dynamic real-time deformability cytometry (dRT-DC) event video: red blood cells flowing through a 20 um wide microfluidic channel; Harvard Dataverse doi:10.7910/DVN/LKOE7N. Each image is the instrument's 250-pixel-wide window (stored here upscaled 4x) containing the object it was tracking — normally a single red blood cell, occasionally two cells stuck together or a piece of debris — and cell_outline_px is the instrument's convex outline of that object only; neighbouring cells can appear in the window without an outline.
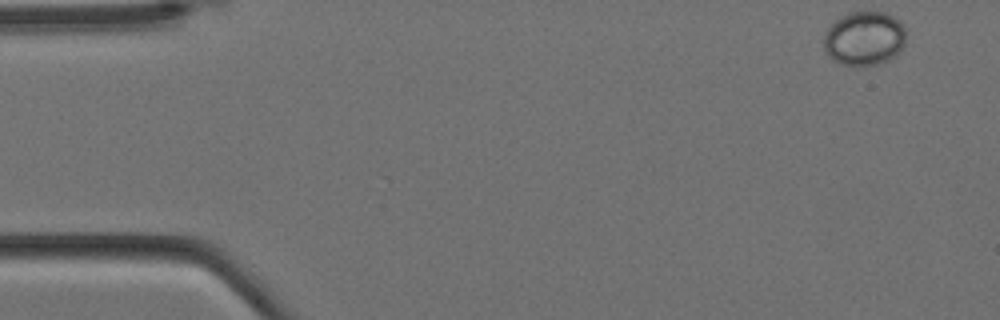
{"species": "Egyptian fruit bat (a non-hibernating species)", "species_latin": "Rousettus aegyptiacus", "temperature_condition": "cold", "stored_images_in_passage": 4, "camera_frame_rate_fps": 3000, "um_per_image_px": 0.085, "animal": {"sex": "female"}, "frame": {"image": 1, "passage_image": 1, "time_ms": 0.0, "image_size_px": [1000, 320], "cell_outline_px": [[904, 44], [900, 52], [896, 56], [880, 64], [860, 68], [856, 68], [840, 64], [832, 60], [824, 52], [824, 32], [840, 16], [848, 12], [888, 12], [900, 20], [904, 28]], "centroid_in_image_um": [73.45, 3.31], "position_along_channel_um": 11.6, "area_um2": 26.7}}